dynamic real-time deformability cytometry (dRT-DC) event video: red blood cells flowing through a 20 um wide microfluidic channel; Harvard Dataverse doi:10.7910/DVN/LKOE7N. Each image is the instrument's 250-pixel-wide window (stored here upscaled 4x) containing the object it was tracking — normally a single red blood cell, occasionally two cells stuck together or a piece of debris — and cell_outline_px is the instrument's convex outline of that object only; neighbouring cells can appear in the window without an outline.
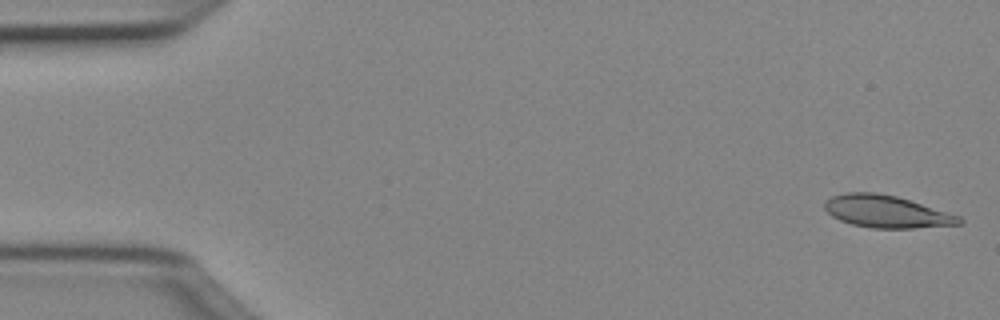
{"species": "Egyptian fruit bat (a non-hibernating species)", "species_latin": "Rousettus aegyptiacus", "temperature_condition": "cold", "stored_images_in_passage": 49, "camera_frame_rate_fps": 3000, "um_per_image_px": 0.085, "animal": {"sex": "female"}, "frame": {"image": 1, "passage_image": 1, "time_ms": 0.0, "image_size_px": [1000, 320], "cell_outline_px": [[964, 220], [960, 224], [912, 228], [872, 228], [852, 224], [840, 220], [832, 216], [824, 208], [824, 200], [832, 196], [848, 192], [876, 192], [896, 196], [960, 216]], "centroid_in_image_um": [75.32, 17.98], "position_along_channel_um": 9.7, "area_um2": 25.14}}
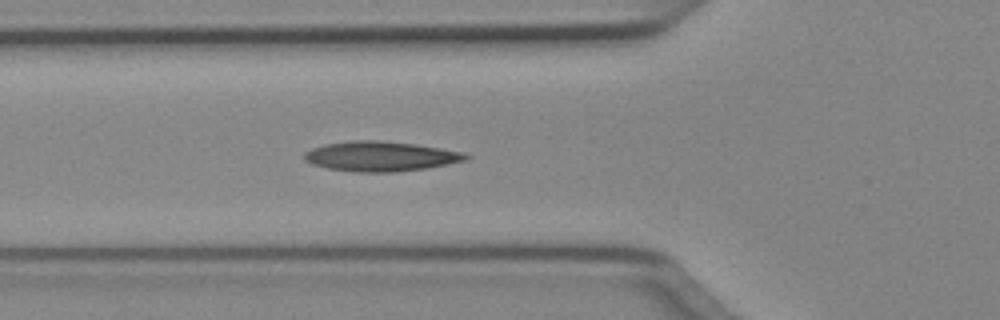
{"frame": {"image": 2, "passage_image": 17, "time_ms": 5.333, "image_size_px": [1000, 320], "cell_outline_px": [[472, 156], [468, 160], [448, 164], [424, 168], [392, 172], [356, 172], [328, 168], [312, 164], [304, 160], [304, 152], [312, 148], [324, 144], [352, 140], [380, 140], [416, 144], [464, 152]], "centroid_in_image_um": [32.36, 13.28], "position_along_channel_um": 93.4, "area_um2": 28.21}}
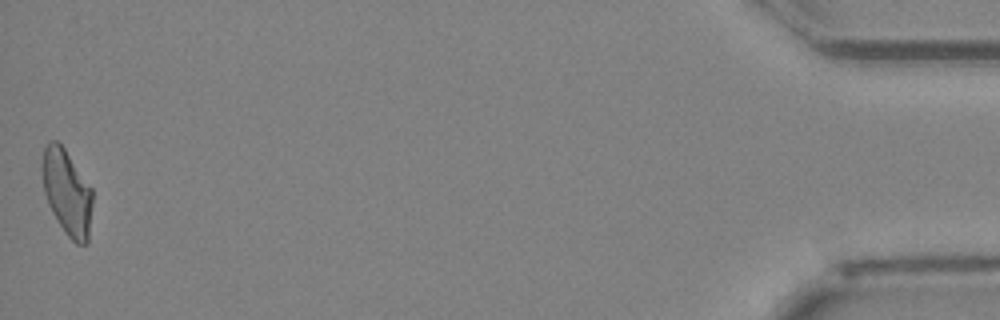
{"frame": {"image": 3, "passage_image": 49, "time_ms": 16.0, "image_size_px": [1000, 320], "cell_outline_px": [[92, 204], [88, 244], [76, 244], [64, 232], [52, 212], [48, 204], [44, 192], [44, 148], [52, 140], [56, 140], [64, 148], [92, 188]], "centroid_in_image_um": [5.73, 16.41], "position_along_channel_um": 429.5, "area_um2": 24.57}, "authors_computed_cell_mechanics": {"area_um2": 25.721, "velocity_mm_per_s": 4.0381, "shape_relaxation_time_tau1_ms": null, "shape_relaxation_time_tau2_ms": 2.9364, "deformation_change_tau1": null, "deformation_change_tau2": 0.1129}}